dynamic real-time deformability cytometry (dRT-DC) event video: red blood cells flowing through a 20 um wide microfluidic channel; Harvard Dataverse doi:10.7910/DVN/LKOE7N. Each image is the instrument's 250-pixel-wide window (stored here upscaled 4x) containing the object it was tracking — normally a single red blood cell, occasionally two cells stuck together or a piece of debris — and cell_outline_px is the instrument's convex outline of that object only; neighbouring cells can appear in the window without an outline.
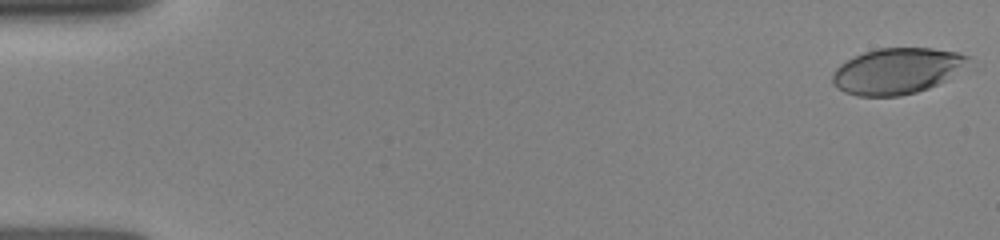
{"species": "human", "species_latin": "Homo sapiens", "temperature_condition": "room temperature", "stored_images_in_passage": 37, "camera_frame_rate_fps": 3000, "um_per_image_px": 0.085, "donor": {"sex": "female"}, "frame": {"image": 1, "passage_image": 1, "time_ms": 0.0, "image_size_px": [1000, 240], "cell_outline_px": [[972, 56], [944, 80], [928, 88], [916, 92], [900, 96], [856, 96], [844, 92], [836, 88], [832, 84], [832, 72], [840, 64], [864, 52], [876, 48], [932, 48], [956, 52]], "centroid_in_image_um": [76.14, 6.04], "position_along_channel_um": 8.9, "area_um2": 35.84}}
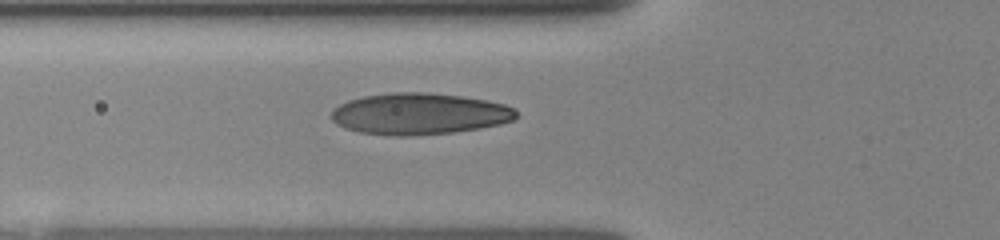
{"frame": {"image": 2, "passage_image": 26, "time_ms": 5.667, "image_size_px": [1000, 240], "cell_outline_px": [[520, 116], [512, 120], [500, 124], [480, 128], [452, 132], [408, 136], [392, 136], [360, 132], [344, 128], [336, 124], [328, 116], [332, 108], [348, 100], [364, 96], [392, 92], [428, 92], [460, 96], [488, 100], [504, 104], [516, 108]], "centroid_in_image_um": [35.62, 9.67], "position_along_channel_um": 90.2, "area_um2": 45.14}}
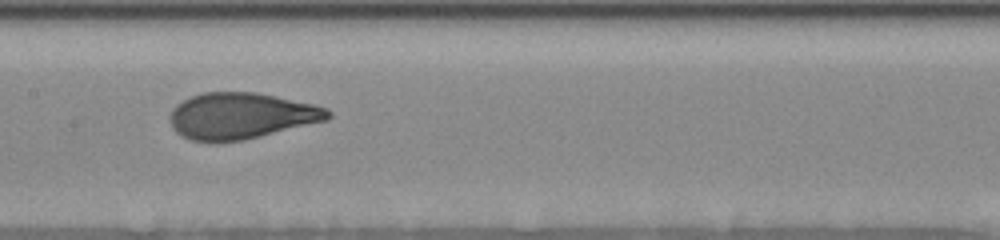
{"frame": {"image": 3, "passage_image": 36, "time_ms": 8.0, "image_size_px": [1000, 240], "cell_outline_px": [[332, 116], [328, 120], [244, 140], [192, 140], [180, 136], [172, 128], [168, 120], [176, 104], [192, 96], [204, 92], [256, 92], [276, 96], [312, 104], [328, 108], [332, 112]], "centroid_in_image_um": [20.51, 9.83], "position_along_channel_um": 186.9, "area_um2": 42.31}}